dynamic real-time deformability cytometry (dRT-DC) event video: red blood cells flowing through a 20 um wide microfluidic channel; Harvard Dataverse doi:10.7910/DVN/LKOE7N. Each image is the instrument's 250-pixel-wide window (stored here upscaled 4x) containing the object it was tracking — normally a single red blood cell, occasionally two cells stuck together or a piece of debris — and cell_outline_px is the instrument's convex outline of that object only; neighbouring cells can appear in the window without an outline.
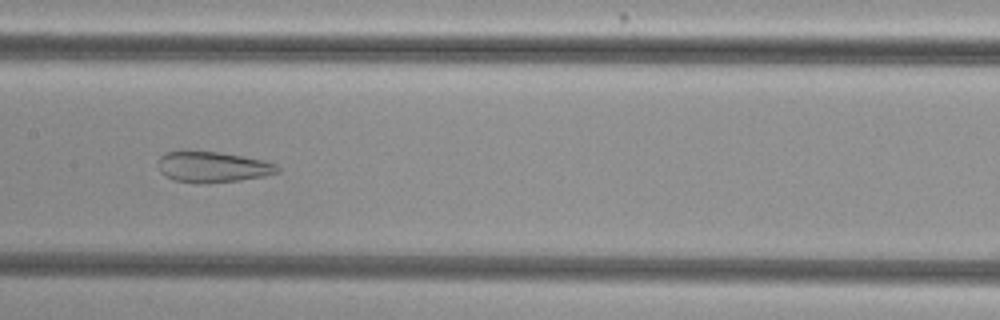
{"species": "common noctule bat (a hibernating species)", "species_latin": "Nyctalus noctula", "temperature_condition": "cold", "stored_images_in_passage": 54, "camera_frame_rate_fps": 3000, "um_per_image_px": 0.085, "animal": {"sex": "female", "body_mass_g": 29.2, "forearm_length_mm": 56.3}, "frame": {"image": 1, "passage_image": 27, "time_ms": 8.667, "image_size_px": [1000, 320], "cell_outline_px": [[280, 172], [264, 176], [240, 180], [172, 180], [164, 176], [160, 172], [160, 156], [164, 152], [216, 152], [244, 156], [264, 160], [276, 164], [280, 168]], "centroid_in_image_um": [18.14, 14.15], "position_along_channel_um": 189.3, "area_um2": 20.35}}
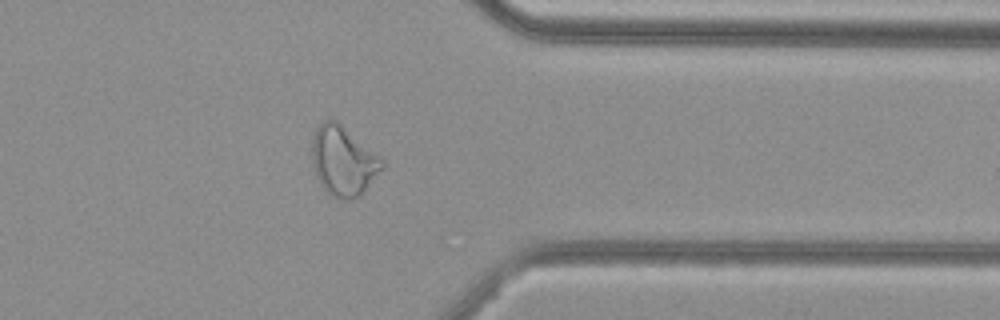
{"frame": {"image": 2, "passage_image": 43, "time_ms": 14.0, "image_size_px": [1000, 320], "cell_outline_px": [[384, 164], [360, 196], [348, 200], [340, 200], [328, 196], [320, 184], [316, 176], [312, 160], [312, 140], [316, 128], [324, 120], [336, 120], [380, 156], [384, 160]], "centroid_in_image_um": [29.14, 13.71], "position_along_channel_um": 382.3, "area_um2": 28.26}}
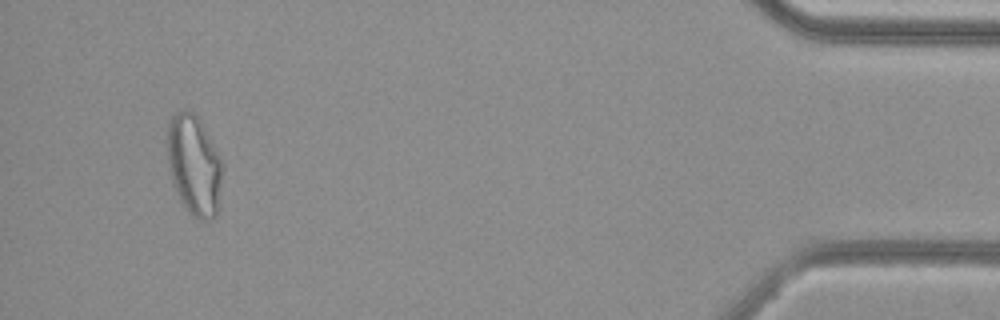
{"frame": {"image": 3, "passage_image": 51, "time_ms": 16.667, "image_size_px": [1000, 320], "cell_outline_px": [[224, 168], [216, 216], [208, 220], [200, 220], [192, 216], [188, 212], [180, 200], [172, 184], [168, 168], [168, 120], [176, 112], [188, 108], [200, 116], [220, 156]], "centroid_in_image_um": [16.51, 14.0], "position_along_channel_um": 418.7, "area_um2": 33.0}}